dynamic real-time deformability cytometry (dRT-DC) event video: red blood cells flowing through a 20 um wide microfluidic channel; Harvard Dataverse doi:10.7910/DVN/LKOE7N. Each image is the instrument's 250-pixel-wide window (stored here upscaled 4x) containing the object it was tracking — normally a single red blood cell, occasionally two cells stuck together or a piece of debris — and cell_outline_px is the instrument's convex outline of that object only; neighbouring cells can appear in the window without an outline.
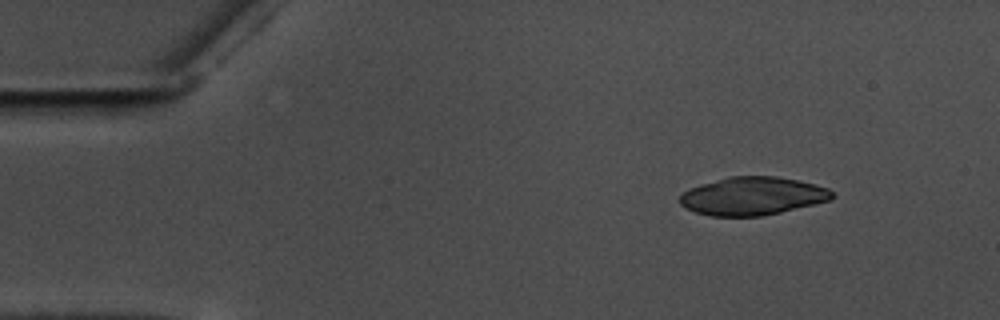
{"species": "common noctule bat (a hibernating species)", "species_latin": "Nyctalus noctula", "temperature_condition": "warm", "stored_images_in_passage": 51, "camera_frame_rate_fps": 3000, "um_per_image_px": 0.085, "animal": {"sex": "male", "body_mass_g": 17.5, "forearm_length_mm": 52.3}, "frame": {"image": 1, "passage_image": 1, "time_ms": 0.0, "image_size_px": [1000, 320], "cell_outline_px": [[836, 196], [832, 200], [780, 212], [760, 216], [712, 216], [696, 212], [680, 204], [680, 196], [684, 192], [700, 184], [728, 176], [776, 176], [800, 180], [816, 184], [828, 188]], "centroid_in_image_um": [64.02, 16.65], "position_along_channel_um": 21.0, "area_um2": 33.81}}